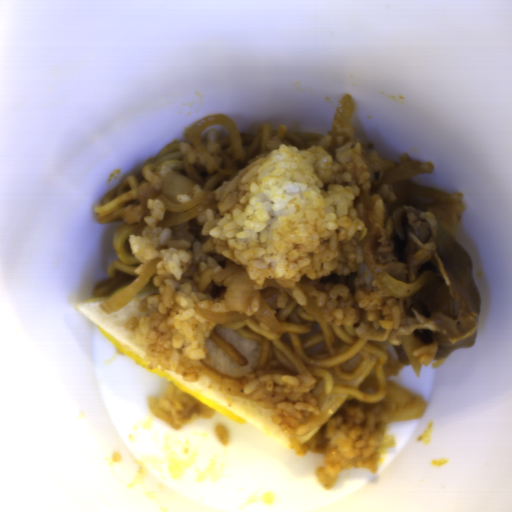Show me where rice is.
Here are the masks:
<instances>
[{"instance_id":"1","label":"rice","mask_w":512,"mask_h":512,"mask_svg":"<svg viewBox=\"0 0 512 512\" xmlns=\"http://www.w3.org/2000/svg\"><path fill=\"white\" fill-rule=\"evenodd\" d=\"M265 154L239 172L218 200V213L205 209L196 219L206 241L174 239L167 210L157 197L149 199L150 216L139 234L129 236L141 274L161 258L152 275L158 288L140 303L142 314L128 320L148 367L177 372L197 381L211 361L205 349L213 327L196 307L229 312L230 280L246 273L256 284L245 309L255 316L265 280L289 289L307 307L296 286L303 276L316 280L332 273H357L355 297L377 329L398 330L400 307L385 305L387 292L367 267L362 242L368 228L354 208L359 184L369 190L396 162L365 150L352 124L331 130L316 145L299 149L279 136Z\"/></svg>"},{"instance_id":"2","label":"rice","mask_w":512,"mask_h":512,"mask_svg":"<svg viewBox=\"0 0 512 512\" xmlns=\"http://www.w3.org/2000/svg\"><path fill=\"white\" fill-rule=\"evenodd\" d=\"M389 401L364 402L346 406L327 421L323 430L304 445L297 438L289 440L295 453L323 456L324 464L315 470L319 483L333 489L343 472L352 466L376 474L377 452L388 422Z\"/></svg>"},{"instance_id":"3","label":"rice","mask_w":512,"mask_h":512,"mask_svg":"<svg viewBox=\"0 0 512 512\" xmlns=\"http://www.w3.org/2000/svg\"><path fill=\"white\" fill-rule=\"evenodd\" d=\"M241 392L252 397L253 403L272 410L274 423L286 434L305 433L318 418L324 404V393L307 384L297 375L262 371L245 376Z\"/></svg>"},{"instance_id":"4","label":"rice","mask_w":512,"mask_h":512,"mask_svg":"<svg viewBox=\"0 0 512 512\" xmlns=\"http://www.w3.org/2000/svg\"><path fill=\"white\" fill-rule=\"evenodd\" d=\"M151 413L173 430H181L186 422L196 418H212L214 411L175 383H168L161 397H149Z\"/></svg>"},{"instance_id":"5","label":"rice","mask_w":512,"mask_h":512,"mask_svg":"<svg viewBox=\"0 0 512 512\" xmlns=\"http://www.w3.org/2000/svg\"><path fill=\"white\" fill-rule=\"evenodd\" d=\"M177 148L182 156L183 163H192L195 161H200L205 165V167L209 173L218 171L217 169H215L214 167H212L210 164H208L205 161V159L202 157V155L196 149L194 144H187L186 142H181V143H178Z\"/></svg>"},{"instance_id":"6","label":"rice","mask_w":512,"mask_h":512,"mask_svg":"<svg viewBox=\"0 0 512 512\" xmlns=\"http://www.w3.org/2000/svg\"><path fill=\"white\" fill-rule=\"evenodd\" d=\"M327 323H332L335 326H348L355 322V316L346 315L341 308H334L331 312L323 315Z\"/></svg>"},{"instance_id":"7","label":"rice","mask_w":512,"mask_h":512,"mask_svg":"<svg viewBox=\"0 0 512 512\" xmlns=\"http://www.w3.org/2000/svg\"><path fill=\"white\" fill-rule=\"evenodd\" d=\"M399 158H400L401 163L402 162H418V163H421L419 167L424 171L422 174H429V173L433 172V164L431 162L417 161L413 157L408 155L407 153L406 154H402L401 156H399Z\"/></svg>"},{"instance_id":"8","label":"rice","mask_w":512,"mask_h":512,"mask_svg":"<svg viewBox=\"0 0 512 512\" xmlns=\"http://www.w3.org/2000/svg\"><path fill=\"white\" fill-rule=\"evenodd\" d=\"M205 149L208 151V153L213 157V159L218 163L220 166L222 157L220 156L219 152L221 150V145L209 143L206 144Z\"/></svg>"},{"instance_id":"9","label":"rice","mask_w":512,"mask_h":512,"mask_svg":"<svg viewBox=\"0 0 512 512\" xmlns=\"http://www.w3.org/2000/svg\"><path fill=\"white\" fill-rule=\"evenodd\" d=\"M215 438L220 441L221 444L227 445L229 441L228 431L224 426L215 425L214 428Z\"/></svg>"},{"instance_id":"10","label":"rice","mask_w":512,"mask_h":512,"mask_svg":"<svg viewBox=\"0 0 512 512\" xmlns=\"http://www.w3.org/2000/svg\"><path fill=\"white\" fill-rule=\"evenodd\" d=\"M192 190H193L194 194H198V193L202 192V188L199 187L198 185H194V184H193Z\"/></svg>"}]
</instances>
